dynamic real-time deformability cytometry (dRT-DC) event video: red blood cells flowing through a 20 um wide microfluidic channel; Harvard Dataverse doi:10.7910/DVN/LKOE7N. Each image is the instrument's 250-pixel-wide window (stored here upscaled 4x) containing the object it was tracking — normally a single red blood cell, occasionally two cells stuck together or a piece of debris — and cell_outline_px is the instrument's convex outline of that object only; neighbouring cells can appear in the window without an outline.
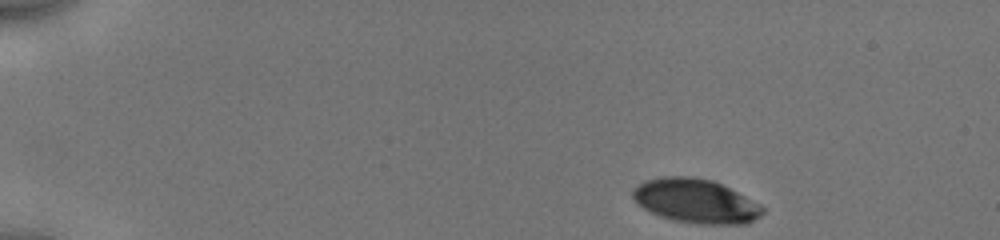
{"species": "human", "species_latin": "Homo sapiens", "temperature_condition": "cold", "stored_images_in_passage": 46, "camera_frame_rate_fps": 3000, "um_per_image_px": 0.085, "donor": {"sex": "male"}, "frame": {"image": 1, "passage_image": 1, "time_ms": 0.0, "image_size_px": [1000, 240], "cell_outline_px": [[764, 212], [760, 216], [748, 224], [700, 224], [672, 220], [660, 216], [644, 208], [632, 196], [632, 188], [644, 180], [660, 176], [692, 176], [712, 180], [760, 204], [764, 208]], "centroid_in_image_um": [59.12, 17.08], "position_along_channel_um": 25.9, "area_um2": 33.29}}
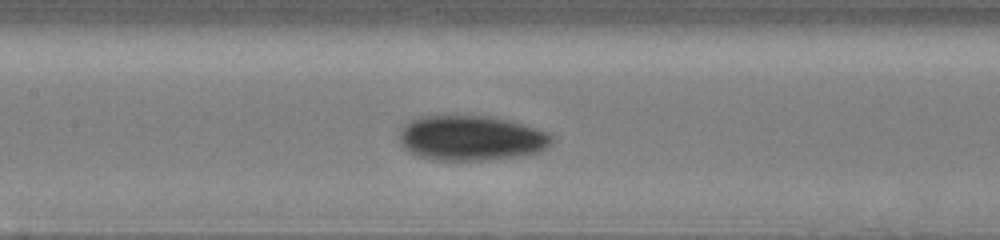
{"frame": {"image": 2, "passage_image": 20, "time_ms": 6.333, "image_size_px": [1000, 240], "cell_outline_px": [[552, 144], [548, 148], [540, 152], [520, 156], [484, 160], [436, 160], [416, 156], [408, 152], [400, 144], [396, 136], [400, 128], [404, 124], [420, 116], [492, 116], [512, 120], [552, 132]], "centroid_in_image_um": [40.06, 11.73], "position_along_channel_um": 167.3, "area_um2": 40.92}}
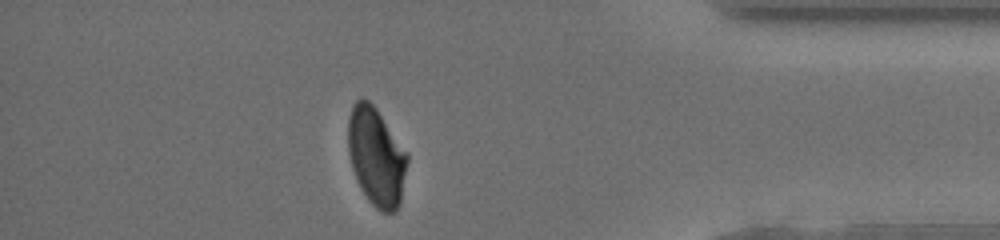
{"frame": {"image": 3, "passage_image": 40, "time_ms": 13.0, "image_size_px": [1000, 240], "cell_outline_px": [[408, 160], [400, 204], [396, 212], [380, 212], [368, 200], [360, 188], [356, 180], [352, 168], [348, 152], [348, 116], [352, 104], [356, 100], [368, 100], [376, 108], [408, 152]], "centroid_in_image_um": [31.98, 13.33], "position_along_channel_um": 403.2, "area_um2": 34.22}, "authors_computed_cell_mechanics": {"area_um2": 35.9516, "velocity_mm_per_s": 3.9471, "shape_relaxation_time_tau1_ms": 3.0255, "shape_relaxation_time_tau2_ms": 2.516, "deformation_change_tau1": 0.1043, "deformation_change_tau2": 0.0643}}